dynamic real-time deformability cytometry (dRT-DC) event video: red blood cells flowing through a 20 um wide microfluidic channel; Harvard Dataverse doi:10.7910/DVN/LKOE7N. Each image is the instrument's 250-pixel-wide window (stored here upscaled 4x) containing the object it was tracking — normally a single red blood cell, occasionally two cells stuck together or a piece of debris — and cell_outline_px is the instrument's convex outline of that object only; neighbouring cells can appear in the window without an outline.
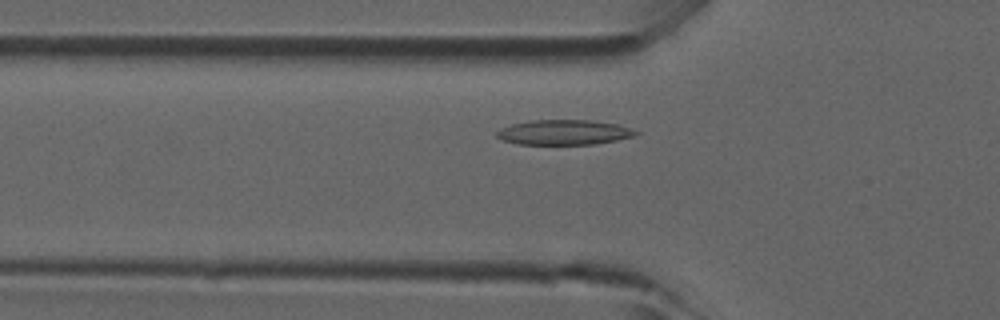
{"species": "common noctule bat (a hibernating species)", "species_latin": "Nyctalus noctula", "temperature_condition": "room temperature", "stored_images_in_passage": 29, "camera_frame_rate_fps": 3000, "um_per_image_px": 0.085, "animal": {"sex": "male", "forearm_length_mm": 52.5}, "frame": {"image": 1, "passage_image": 3, "time_ms": 0.667, "image_size_px": [1000, 320], "cell_outline_px": [[640, 132], [632, 136], [616, 140], [592, 144], [520, 144], [504, 140], [496, 136], [496, 132], [500, 128], [512, 124], [532, 120], [588, 120], [616, 124], [632, 128]], "centroid_in_image_um": [47.93, 11.24], "position_along_channel_um": 77.9, "area_um2": 20.0}}
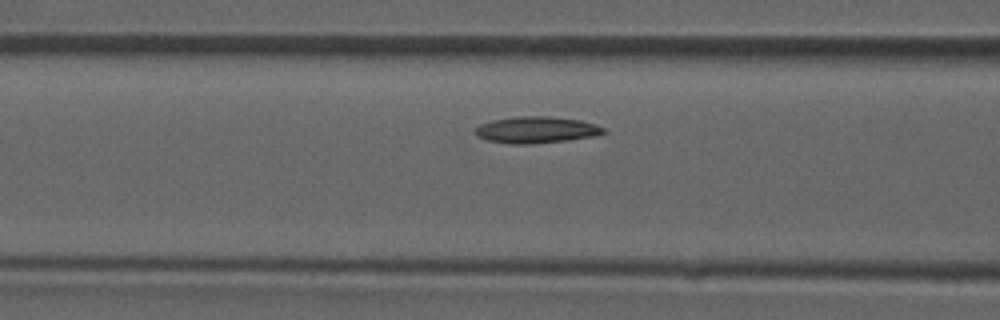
{"frame": {"image": 2, "passage_image": 6, "time_ms": 1.667, "image_size_px": [1000, 320], "cell_outline_px": [[608, 132], [596, 136], [568, 140], [532, 144], [512, 144], [488, 140], [476, 136], [476, 128], [480, 124], [492, 120], [516, 116], [548, 116], [580, 120], [596, 124], [604, 128]], "centroid_in_image_um": [45.62, 11.03], "position_along_channel_um": 121.0, "area_um2": 19.94}}
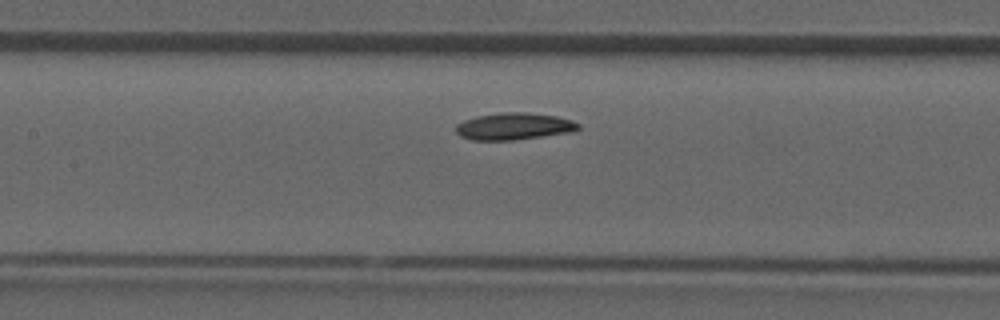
{"frame": {"image": 3, "passage_image": 9, "time_ms": 2.667, "image_size_px": [1000, 320], "cell_outline_px": [[580, 128], [572, 132], [512, 140], [472, 140], [460, 136], [456, 132], [456, 124], [464, 120], [476, 116], [500, 112], [528, 112], [556, 116], [572, 120], [580, 124]], "centroid_in_image_um": [43.68, 10.73], "position_along_channel_um": 163.7, "area_um2": 19.31}}